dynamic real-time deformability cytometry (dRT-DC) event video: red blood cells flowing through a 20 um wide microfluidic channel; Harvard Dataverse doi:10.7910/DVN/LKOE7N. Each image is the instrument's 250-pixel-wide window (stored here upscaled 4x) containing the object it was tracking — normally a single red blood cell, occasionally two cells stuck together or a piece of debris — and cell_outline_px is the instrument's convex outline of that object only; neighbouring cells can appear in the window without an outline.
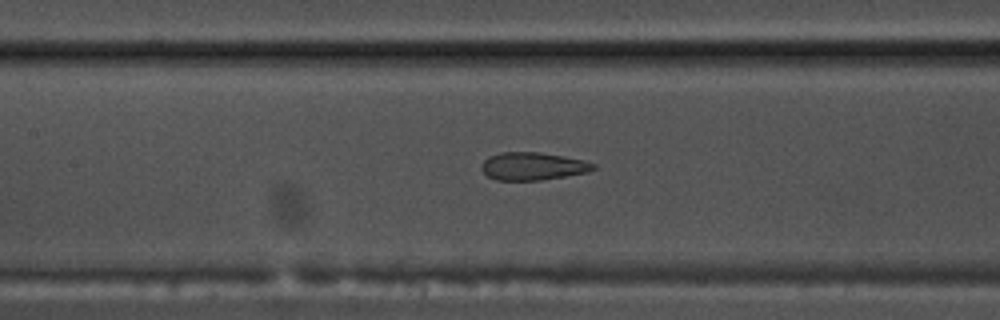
{"species": "common noctule bat (a hibernating species)", "species_latin": "Nyctalus noctula", "temperature_condition": "warm", "stored_images_in_passage": 44, "camera_frame_rate_fps": 3000, "um_per_image_px": 0.085, "animal": {"sex": "male", "body_mass_g": 17.5, "forearm_length_mm": 52.3}, "frame": {"image": 1, "passage_image": 18, "time_ms": 5.667, "image_size_px": [1000, 320], "cell_outline_px": [[596, 168], [588, 172], [540, 180], [496, 180], [488, 176], [480, 168], [484, 160], [488, 156], [500, 152], [540, 152], [584, 160], [596, 164]], "centroid_in_image_um": [45.28, 14.12], "position_along_channel_um": 162.1, "area_um2": 18.09}}
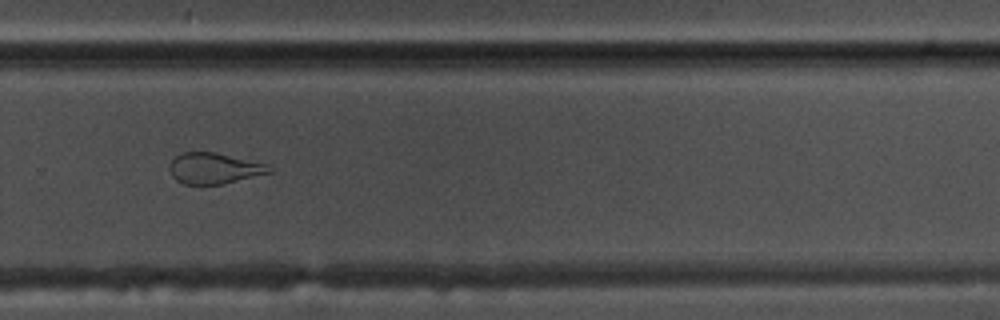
{"frame": {"image": 2, "passage_image": 30, "time_ms": 9.667, "image_size_px": [1000, 320], "cell_outline_px": [[272, 172], [224, 184], [184, 184], [176, 180], [172, 176], [168, 168], [172, 160], [180, 152], [216, 152], [268, 164]], "centroid_in_image_um": [18.19, 14.3], "position_along_channel_um": 311.6, "area_um2": 18.03}}
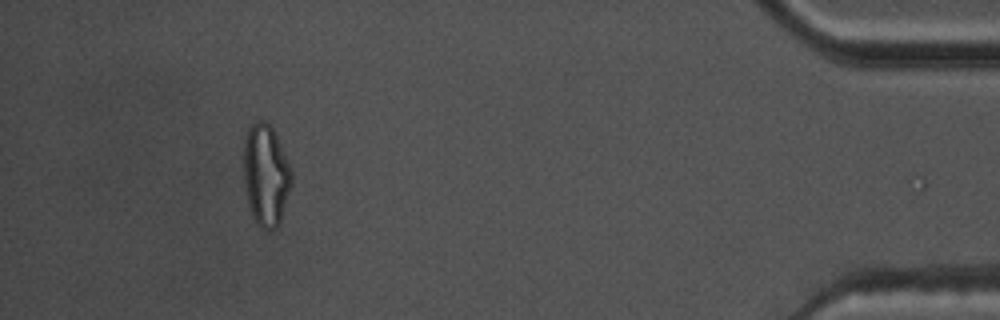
{"frame": {"image": 3, "passage_image": 43, "time_ms": 14.0, "image_size_px": [1000, 320], "cell_outline_px": [[292, 184], [280, 220], [276, 228], [268, 232], [260, 228], [256, 224], [252, 216], [248, 204], [244, 184], [244, 140], [248, 128], [256, 120], [264, 120], [272, 128], [276, 136], [292, 172]], "centroid_in_image_um": [22.58, 14.92], "position_along_channel_um": 412.6, "area_um2": 28.38}, "authors_computed_cell_mechanics": {"area_um2": 18.3515, "velocity_mm_per_s": 3.7507, "shape_relaxation_time_tau1_ms": null, "shape_relaxation_time_tau2_ms": 1.2104, "deformation_change_tau1": null, "deformation_change_tau2": 0.0974}}